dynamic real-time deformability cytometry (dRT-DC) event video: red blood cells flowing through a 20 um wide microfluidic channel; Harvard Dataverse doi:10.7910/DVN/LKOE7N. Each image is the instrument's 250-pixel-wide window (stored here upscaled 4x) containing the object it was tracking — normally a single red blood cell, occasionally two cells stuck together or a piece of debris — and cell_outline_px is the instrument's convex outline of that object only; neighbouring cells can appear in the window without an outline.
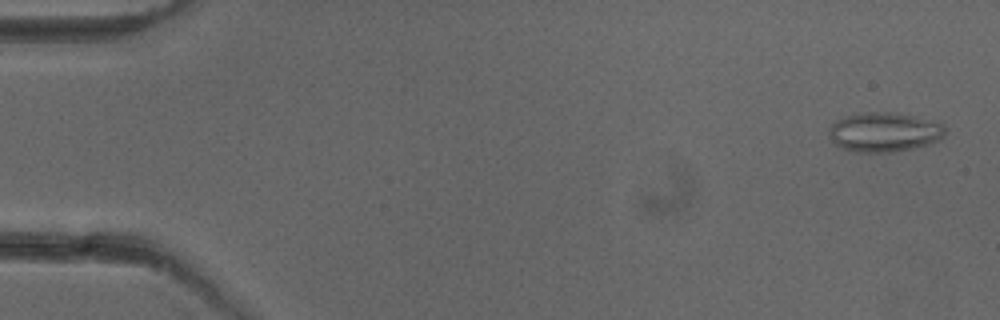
{"species": "common noctule bat (a hibernating species)", "species_latin": "Nyctalus noctula", "temperature_condition": "cold", "stored_images_in_passage": 51, "camera_frame_rate_fps": 3000, "um_per_image_px": 0.085, "animal": {"sex": "female"}, "frame": {"image": 1, "passage_image": 2, "time_ms": 0.333, "image_size_px": [1000, 320], "cell_outline_px": [[944, 136], [940, 140], [928, 144], [896, 152], [852, 152], [840, 148], [832, 140], [828, 132], [832, 124], [836, 120], [848, 116], [868, 112], [888, 112], [912, 116], [940, 124], [944, 128]], "centroid_in_image_um": [75.11, 11.26], "position_along_channel_um": 9.9, "area_um2": 26.3}}
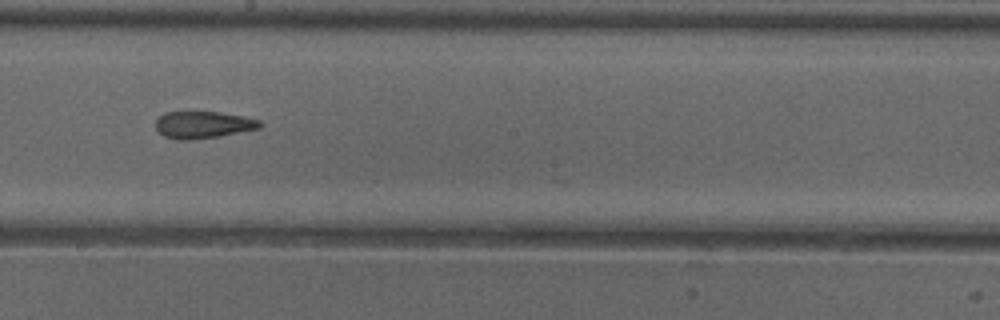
{"frame": {"image": 2, "passage_image": 29, "time_ms": 9.333, "image_size_px": [1000, 320], "cell_outline_px": [[260, 128], [220, 136], [188, 140], [176, 140], [164, 136], [156, 128], [156, 120], [164, 112], [220, 112], [244, 116], [260, 120]], "centroid_in_image_um": [17.25, 10.6], "position_along_channel_um": 230.9, "area_um2": 16.36}}
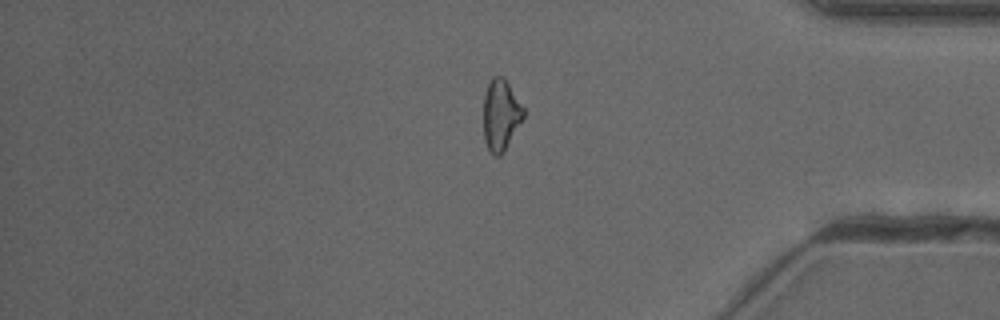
{"frame": {"image": 3, "passage_image": 43, "time_ms": 14.0, "image_size_px": [1000, 320], "cell_outline_px": [[524, 116], [504, 152], [500, 156], [496, 156], [488, 148], [484, 140], [484, 96], [488, 84], [492, 76], [504, 76], [524, 108]], "centroid_in_image_um": [42.57, 9.75], "position_along_channel_um": 392.6, "area_um2": 16.47}, "authors_computed_cell_mechanics": {"area_um2": 17.3978, "velocity_mm_per_s": 3.9966, "shape_relaxation_time_tau1_ms": null, "shape_relaxation_time_tau2_ms": 3.5352, "deformation_change_tau1": null, "deformation_change_tau2": 0.1262}}